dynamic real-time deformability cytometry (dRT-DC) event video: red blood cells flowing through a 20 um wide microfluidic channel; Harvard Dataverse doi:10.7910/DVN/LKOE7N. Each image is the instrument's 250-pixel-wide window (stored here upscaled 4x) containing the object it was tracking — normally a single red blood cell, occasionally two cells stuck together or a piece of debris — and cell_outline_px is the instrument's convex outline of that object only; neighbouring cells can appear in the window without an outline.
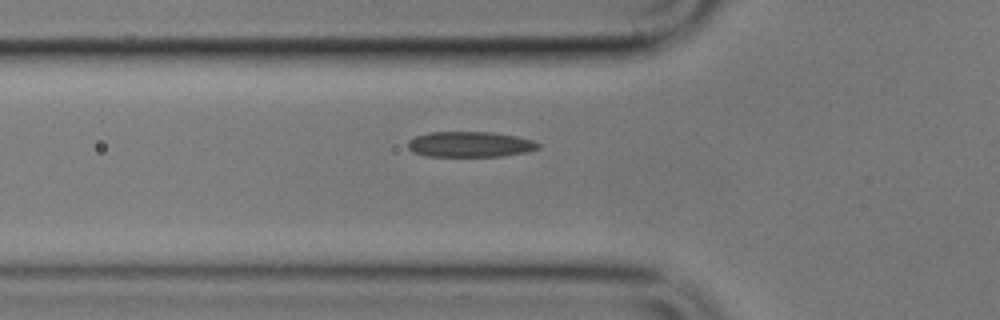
{"species": "common noctule bat (a hibernating species)", "species_latin": "Nyctalus noctula", "temperature_condition": "cold", "stored_images_in_passage": 5, "camera_frame_rate_fps": 3000, "um_per_image_px": 0.085, "animal": {"sex": "male", "body_mass_g": 17.9}, "frame": {"image": 1, "passage_image": 5, "time_ms": 4.667, "image_size_px": [1000, 320], "cell_outline_px": [[540, 148], [528, 152], [504, 156], [424, 156], [412, 152], [408, 148], [408, 140], [416, 136], [428, 132], [492, 132], [516, 136], [532, 140], [540, 144]], "centroid_in_image_um": [39.95, 12.27], "position_along_channel_um": 85.9, "area_um2": 19.54}}